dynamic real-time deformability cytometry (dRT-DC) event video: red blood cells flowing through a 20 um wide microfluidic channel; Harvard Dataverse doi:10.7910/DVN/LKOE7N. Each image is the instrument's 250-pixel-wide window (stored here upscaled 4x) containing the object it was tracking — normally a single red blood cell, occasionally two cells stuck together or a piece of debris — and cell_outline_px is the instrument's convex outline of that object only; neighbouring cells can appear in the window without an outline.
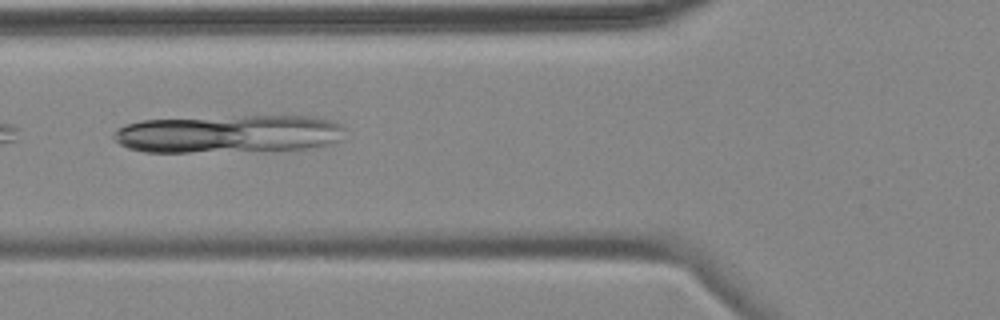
{"species": "common noctule bat (a hibernating species)", "species_latin": "Nyctalus noctula", "temperature_condition": "cold", "stored_images_in_passage": 3, "camera_frame_rate_fps": 3000, "um_per_image_px": 0.085, "animal": {"sex": "female", "body_mass_g": 18.4}, "frame": {"image": 1, "passage_image": 2, "time_ms": 1.333, "image_size_px": [1000, 320], "cell_outline_px": [[344, 128], [340, 140], [324, 148], [280, 152], [144, 152], [128, 148], [120, 144], [112, 136], [116, 128], [124, 124], [140, 120], [244, 116], [312, 116], [332, 120], [340, 124]], "centroid_in_image_um": [19.53, 11.42], "position_along_channel_um": 106.3, "area_um2": 52.83}}
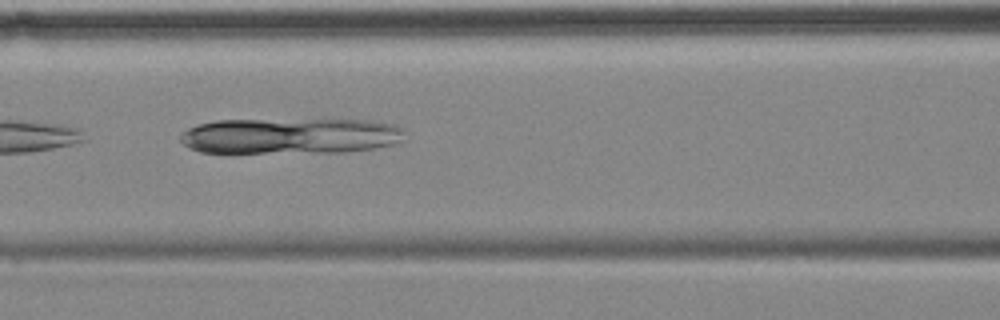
{"frame": {"image": 2, "passage_image": 3, "time_ms": 2.333, "image_size_px": [1000, 320], "cell_outline_px": [[404, 140], [392, 144], [376, 148], [344, 152], [200, 152], [188, 148], [180, 140], [180, 136], [188, 128], [200, 124], [216, 120], [372, 120], [396, 124], [404, 128]], "centroid_in_image_um": [24.73, 11.55], "position_along_channel_um": 141.9, "area_um2": 46.99}}